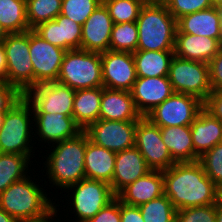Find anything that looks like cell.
<instances>
[{
	"label": "cell",
	"instance_id": "6da1fadb",
	"mask_svg": "<svg viewBox=\"0 0 222 222\" xmlns=\"http://www.w3.org/2000/svg\"><path fill=\"white\" fill-rule=\"evenodd\" d=\"M164 194L176 210L206 206L219 201V188L199 161L175 163L163 170Z\"/></svg>",
	"mask_w": 222,
	"mask_h": 222
},
{
	"label": "cell",
	"instance_id": "7a4b0ae2",
	"mask_svg": "<svg viewBox=\"0 0 222 222\" xmlns=\"http://www.w3.org/2000/svg\"><path fill=\"white\" fill-rule=\"evenodd\" d=\"M88 140L89 137L83 130L73 138L49 146L51 151L48 156H44L46 161L43 162V167L45 166L49 183H52L51 187L64 191L86 178L84 156Z\"/></svg>",
	"mask_w": 222,
	"mask_h": 222
},
{
	"label": "cell",
	"instance_id": "3957f363",
	"mask_svg": "<svg viewBox=\"0 0 222 222\" xmlns=\"http://www.w3.org/2000/svg\"><path fill=\"white\" fill-rule=\"evenodd\" d=\"M30 177L12 183L0 194V208L19 222H39L55 211L56 202L34 181L35 175L33 180Z\"/></svg>",
	"mask_w": 222,
	"mask_h": 222
},
{
	"label": "cell",
	"instance_id": "277c9868",
	"mask_svg": "<svg viewBox=\"0 0 222 222\" xmlns=\"http://www.w3.org/2000/svg\"><path fill=\"white\" fill-rule=\"evenodd\" d=\"M137 50L174 51L177 20L167 6L145 2L136 20Z\"/></svg>",
	"mask_w": 222,
	"mask_h": 222
},
{
	"label": "cell",
	"instance_id": "5b68a950",
	"mask_svg": "<svg viewBox=\"0 0 222 222\" xmlns=\"http://www.w3.org/2000/svg\"><path fill=\"white\" fill-rule=\"evenodd\" d=\"M34 115L32 104L25 96L8 110L0 128V153H14L35 157L32 143L34 139ZM33 156V157H32Z\"/></svg>",
	"mask_w": 222,
	"mask_h": 222
},
{
	"label": "cell",
	"instance_id": "8992f818",
	"mask_svg": "<svg viewBox=\"0 0 222 222\" xmlns=\"http://www.w3.org/2000/svg\"><path fill=\"white\" fill-rule=\"evenodd\" d=\"M57 82L75 91L103 87L100 53L82 49L66 51Z\"/></svg>",
	"mask_w": 222,
	"mask_h": 222
},
{
	"label": "cell",
	"instance_id": "52a82bcc",
	"mask_svg": "<svg viewBox=\"0 0 222 222\" xmlns=\"http://www.w3.org/2000/svg\"><path fill=\"white\" fill-rule=\"evenodd\" d=\"M64 191L68 193L65 199H69L67 200L69 203L66 202V204L73 207V211L72 207H68L67 212L73 215L75 213L71 222H87L116 197L110 184L87 178L69 186L67 191Z\"/></svg>",
	"mask_w": 222,
	"mask_h": 222
},
{
	"label": "cell",
	"instance_id": "ba28073f",
	"mask_svg": "<svg viewBox=\"0 0 222 222\" xmlns=\"http://www.w3.org/2000/svg\"><path fill=\"white\" fill-rule=\"evenodd\" d=\"M168 79L174 93L197 97L203 103L211 93L209 64L173 56Z\"/></svg>",
	"mask_w": 222,
	"mask_h": 222
},
{
	"label": "cell",
	"instance_id": "9c48e42d",
	"mask_svg": "<svg viewBox=\"0 0 222 222\" xmlns=\"http://www.w3.org/2000/svg\"><path fill=\"white\" fill-rule=\"evenodd\" d=\"M7 58L6 83L23 94L33 87V64L30 59V30L8 34L3 43Z\"/></svg>",
	"mask_w": 222,
	"mask_h": 222
},
{
	"label": "cell",
	"instance_id": "30bf717a",
	"mask_svg": "<svg viewBox=\"0 0 222 222\" xmlns=\"http://www.w3.org/2000/svg\"><path fill=\"white\" fill-rule=\"evenodd\" d=\"M203 108V102L192 95L174 93L145 117L160 128L190 126Z\"/></svg>",
	"mask_w": 222,
	"mask_h": 222
},
{
	"label": "cell",
	"instance_id": "8fae6325",
	"mask_svg": "<svg viewBox=\"0 0 222 222\" xmlns=\"http://www.w3.org/2000/svg\"><path fill=\"white\" fill-rule=\"evenodd\" d=\"M25 98L32 104L33 113L63 114L73 117L75 90L57 81L30 88Z\"/></svg>",
	"mask_w": 222,
	"mask_h": 222
},
{
	"label": "cell",
	"instance_id": "7c38bea8",
	"mask_svg": "<svg viewBox=\"0 0 222 222\" xmlns=\"http://www.w3.org/2000/svg\"><path fill=\"white\" fill-rule=\"evenodd\" d=\"M151 170H166L176 162L162 140L160 127L141 117L136 125L135 145Z\"/></svg>",
	"mask_w": 222,
	"mask_h": 222
},
{
	"label": "cell",
	"instance_id": "4fadbf2b",
	"mask_svg": "<svg viewBox=\"0 0 222 222\" xmlns=\"http://www.w3.org/2000/svg\"><path fill=\"white\" fill-rule=\"evenodd\" d=\"M66 50L54 46L30 30L33 86L57 81Z\"/></svg>",
	"mask_w": 222,
	"mask_h": 222
},
{
	"label": "cell",
	"instance_id": "5bb4252c",
	"mask_svg": "<svg viewBox=\"0 0 222 222\" xmlns=\"http://www.w3.org/2000/svg\"><path fill=\"white\" fill-rule=\"evenodd\" d=\"M137 122L99 119L84 131L94 144L117 153L134 147Z\"/></svg>",
	"mask_w": 222,
	"mask_h": 222
},
{
	"label": "cell",
	"instance_id": "9a60e30c",
	"mask_svg": "<svg viewBox=\"0 0 222 222\" xmlns=\"http://www.w3.org/2000/svg\"><path fill=\"white\" fill-rule=\"evenodd\" d=\"M103 87L131 91L137 79L133 54L111 51L100 53Z\"/></svg>",
	"mask_w": 222,
	"mask_h": 222
},
{
	"label": "cell",
	"instance_id": "2e32d148",
	"mask_svg": "<svg viewBox=\"0 0 222 222\" xmlns=\"http://www.w3.org/2000/svg\"><path fill=\"white\" fill-rule=\"evenodd\" d=\"M113 24L107 8L101 3L82 25L80 49L98 53L110 50Z\"/></svg>",
	"mask_w": 222,
	"mask_h": 222
},
{
	"label": "cell",
	"instance_id": "e0dca14e",
	"mask_svg": "<svg viewBox=\"0 0 222 222\" xmlns=\"http://www.w3.org/2000/svg\"><path fill=\"white\" fill-rule=\"evenodd\" d=\"M33 115L34 140L37 139L41 141L40 143L44 141L43 144L47 143L49 146L73 138L83 131L74 118L68 115L48 113H33Z\"/></svg>",
	"mask_w": 222,
	"mask_h": 222
},
{
	"label": "cell",
	"instance_id": "ac0fdd59",
	"mask_svg": "<svg viewBox=\"0 0 222 222\" xmlns=\"http://www.w3.org/2000/svg\"><path fill=\"white\" fill-rule=\"evenodd\" d=\"M130 92L142 117L174 94L168 77H137Z\"/></svg>",
	"mask_w": 222,
	"mask_h": 222
},
{
	"label": "cell",
	"instance_id": "d6986e66",
	"mask_svg": "<svg viewBox=\"0 0 222 222\" xmlns=\"http://www.w3.org/2000/svg\"><path fill=\"white\" fill-rule=\"evenodd\" d=\"M82 25L59 14L54 20L38 24L32 30L50 44L66 51L80 49Z\"/></svg>",
	"mask_w": 222,
	"mask_h": 222
},
{
	"label": "cell",
	"instance_id": "ffe728a7",
	"mask_svg": "<svg viewBox=\"0 0 222 222\" xmlns=\"http://www.w3.org/2000/svg\"><path fill=\"white\" fill-rule=\"evenodd\" d=\"M149 171L151 169L135 146L117 152L114 174L110 184L113 193L117 195L123 188L145 176Z\"/></svg>",
	"mask_w": 222,
	"mask_h": 222
},
{
	"label": "cell",
	"instance_id": "44dd1931",
	"mask_svg": "<svg viewBox=\"0 0 222 222\" xmlns=\"http://www.w3.org/2000/svg\"><path fill=\"white\" fill-rule=\"evenodd\" d=\"M222 43L214 38L181 33L175 35L174 55L192 61L209 63L219 52Z\"/></svg>",
	"mask_w": 222,
	"mask_h": 222
},
{
	"label": "cell",
	"instance_id": "7402d4cb",
	"mask_svg": "<svg viewBox=\"0 0 222 222\" xmlns=\"http://www.w3.org/2000/svg\"><path fill=\"white\" fill-rule=\"evenodd\" d=\"M164 194L163 171L151 170L123 188L116 197L120 202L139 207Z\"/></svg>",
	"mask_w": 222,
	"mask_h": 222
},
{
	"label": "cell",
	"instance_id": "603a6c76",
	"mask_svg": "<svg viewBox=\"0 0 222 222\" xmlns=\"http://www.w3.org/2000/svg\"><path fill=\"white\" fill-rule=\"evenodd\" d=\"M141 117L130 91L112 90L103 87L99 119L138 121Z\"/></svg>",
	"mask_w": 222,
	"mask_h": 222
},
{
	"label": "cell",
	"instance_id": "cb8c5ba5",
	"mask_svg": "<svg viewBox=\"0 0 222 222\" xmlns=\"http://www.w3.org/2000/svg\"><path fill=\"white\" fill-rule=\"evenodd\" d=\"M194 152L201 157L216 144L222 143V123L204 107L190 125Z\"/></svg>",
	"mask_w": 222,
	"mask_h": 222
},
{
	"label": "cell",
	"instance_id": "d4e9b609",
	"mask_svg": "<svg viewBox=\"0 0 222 222\" xmlns=\"http://www.w3.org/2000/svg\"><path fill=\"white\" fill-rule=\"evenodd\" d=\"M181 33L214 38L222 43V33L218 7H210L182 16L177 20Z\"/></svg>",
	"mask_w": 222,
	"mask_h": 222
},
{
	"label": "cell",
	"instance_id": "484cf974",
	"mask_svg": "<svg viewBox=\"0 0 222 222\" xmlns=\"http://www.w3.org/2000/svg\"><path fill=\"white\" fill-rule=\"evenodd\" d=\"M116 153L88 140L86 144L84 164L87 179L112 183Z\"/></svg>",
	"mask_w": 222,
	"mask_h": 222
},
{
	"label": "cell",
	"instance_id": "4316f807",
	"mask_svg": "<svg viewBox=\"0 0 222 222\" xmlns=\"http://www.w3.org/2000/svg\"><path fill=\"white\" fill-rule=\"evenodd\" d=\"M161 137L176 163L199 161L194 152L190 126L160 128Z\"/></svg>",
	"mask_w": 222,
	"mask_h": 222
},
{
	"label": "cell",
	"instance_id": "83f0119b",
	"mask_svg": "<svg viewBox=\"0 0 222 222\" xmlns=\"http://www.w3.org/2000/svg\"><path fill=\"white\" fill-rule=\"evenodd\" d=\"M102 92L103 87L75 91L73 118L82 130L99 120Z\"/></svg>",
	"mask_w": 222,
	"mask_h": 222
},
{
	"label": "cell",
	"instance_id": "f1b7e54d",
	"mask_svg": "<svg viewBox=\"0 0 222 222\" xmlns=\"http://www.w3.org/2000/svg\"><path fill=\"white\" fill-rule=\"evenodd\" d=\"M132 54L137 77H168L174 51L137 50Z\"/></svg>",
	"mask_w": 222,
	"mask_h": 222
},
{
	"label": "cell",
	"instance_id": "f546056e",
	"mask_svg": "<svg viewBox=\"0 0 222 222\" xmlns=\"http://www.w3.org/2000/svg\"><path fill=\"white\" fill-rule=\"evenodd\" d=\"M27 155L0 153V194L12 183L22 180L28 175L33 165ZM27 171V172H26Z\"/></svg>",
	"mask_w": 222,
	"mask_h": 222
},
{
	"label": "cell",
	"instance_id": "4dcf8cb0",
	"mask_svg": "<svg viewBox=\"0 0 222 222\" xmlns=\"http://www.w3.org/2000/svg\"><path fill=\"white\" fill-rule=\"evenodd\" d=\"M0 24L8 34L31 30L25 0H0Z\"/></svg>",
	"mask_w": 222,
	"mask_h": 222
},
{
	"label": "cell",
	"instance_id": "1f68e13d",
	"mask_svg": "<svg viewBox=\"0 0 222 222\" xmlns=\"http://www.w3.org/2000/svg\"><path fill=\"white\" fill-rule=\"evenodd\" d=\"M62 0H27L26 11L30 29L54 20L61 12Z\"/></svg>",
	"mask_w": 222,
	"mask_h": 222
},
{
	"label": "cell",
	"instance_id": "d6a6232c",
	"mask_svg": "<svg viewBox=\"0 0 222 222\" xmlns=\"http://www.w3.org/2000/svg\"><path fill=\"white\" fill-rule=\"evenodd\" d=\"M138 44V28L136 22L113 24L110 50L121 52H136Z\"/></svg>",
	"mask_w": 222,
	"mask_h": 222
},
{
	"label": "cell",
	"instance_id": "836d02e7",
	"mask_svg": "<svg viewBox=\"0 0 222 222\" xmlns=\"http://www.w3.org/2000/svg\"><path fill=\"white\" fill-rule=\"evenodd\" d=\"M139 209L144 222H175L177 210L165 194L140 205Z\"/></svg>",
	"mask_w": 222,
	"mask_h": 222
},
{
	"label": "cell",
	"instance_id": "e575fe53",
	"mask_svg": "<svg viewBox=\"0 0 222 222\" xmlns=\"http://www.w3.org/2000/svg\"><path fill=\"white\" fill-rule=\"evenodd\" d=\"M146 0H102L114 24L136 22Z\"/></svg>",
	"mask_w": 222,
	"mask_h": 222
},
{
	"label": "cell",
	"instance_id": "d590c367",
	"mask_svg": "<svg viewBox=\"0 0 222 222\" xmlns=\"http://www.w3.org/2000/svg\"><path fill=\"white\" fill-rule=\"evenodd\" d=\"M102 0H62L60 14L83 25Z\"/></svg>",
	"mask_w": 222,
	"mask_h": 222
},
{
	"label": "cell",
	"instance_id": "8d00e7d4",
	"mask_svg": "<svg viewBox=\"0 0 222 222\" xmlns=\"http://www.w3.org/2000/svg\"><path fill=\"white\" fill-rule=\"evenodd\" d=\"M206 175L220 189L222 188V143L216 144L200 158Z\"/></svg>",
	"mask_w": 222,
	"mask_h": 222
},
{
	"label": "cell",
	"instance_id": "74e56055",
	"mask_svg": "<svg viewBox=\"0 0 222 222\" xmlns=\"http://www.w3.org/2000/svg\"><path fill=\"white\" fill-rule=\"evenodd\" d=\"M175 222H216V204L177 210Z\"/></svg>",
	"mask_w": 222,
	"mask_h": 222
},
{
	"label": "cell",
	"instance_id": "f35d334b",
	"mask_svg": "<svg viewBox=\"0 0 222 222\" xmlns=\"http://www.w3.org/2000/svg\"><path fill=\"white\" fill-rule=\"evenodd\" d=\"M168 11L178 20L184 15L212 7L211 0H169Z\"/></svg>",
	"mask_w": 222,
	"mask_h": 222
},
{
	"label": "cell",
	"instance_id": "ab89813d",
	"mask_svg": "<svg viewBox=\"0 0 222 222\" xmlns=\"http://www.w3.org/2000/svg\"><path fill=\"white\" fill-rule=\"evenodd\" d=\"M23 97L24 94L17 87L0 82V115H4Z\"/></svg>",
	"mask_w": 222,
	"mask_h": 222
},
{
	"label": "cell",
	"instance_id": "60d3db41",
	"mask_svg": "<svg viewBox=\"0 0 222 222\" xmlns=\"http://www.w3.org/2000/svg\"><path fill=\"white\" fill-rule=\"evenodd\" d=\"M87 222H121V202L115 197Z\"/></svg>",
	"mask_w": 222,
	"mask_h": 222
},
{
	"label": "cell",
	"instance_id": "b9f144b4",
	"mask_svg": "<svg viewBox=\"0 0 222 222\" xmlns=\"http://www.w3.org/2000/svg\"><path fill=\"white\" fill-rule=\"evenodd\" d=\"M208 64L212 90L222 89V47Z\"/></svg>",
	"mask_w": 222,
	"mask_h": 222
},
{
	"label": "cell",
	"instance_id": "7bdbcfd3",
	"mask_svg": "<svg viewBox=\"0 0 222 222\" xmlns=\"http://www.w3.org/2000/svg\"><path fill=\"white\" fill-rule=\"evenodd\" d=\"M203 107L222 123V89L212 90Z\"/></svg>",
	"mask_w": 222,
	"mask_h": 222
},
{
	"label": "cell",
	"instance_id": "ee69618b",
	"mask_svg": "<svg viewBox=\"0 0 222 222\" xmlns=\"http://www.w3.org/2000/svg\"><path fill=\"white\" fill-rule=\"evenodd\" d=\"M121 222H144L139 207L121 202Z\"/></svg>",
	"mask_w": 222,
	"mask_h": 222
},
{
	"label": "cell",
	"instance_id": "f6af8a7d",
	"mask_svg": "<svg viewBox=\"0 0 222 222\" xmlns=\"http://www.w3.org/2000/svg\"><path fill=\"white\" fill-rule=\"evenodd\" d=\"M7 58L3 44L0 45V82H6Z\"/></svg>",
	"mask_w": 222,
	"mask_h": 222
},
{
	"label": "cell",
	"instance_id": "bcb514c9",
	"mask_svg": "<svg viewBox=\"0 0 222 222\" xmlns=\"http://www.w3.org/2000/svg\"><path fill=\"white\" fill-rule=\"evenodd\" d=\"M0 222H19L15 217H12L3 209L0 208Z\"/></svg>",
	"mask_w": 222,
	"mask_h": 222
},
{
	"label": "cell",
	"instance_id": "7dc6e473",
	"mask_svg": "<svg viewBox=\"0 0 222 222\" xmlns=\"http://www.w3.org/2000/svg\"><path fill=\"white\" fill-rule=\"evenodd\" d=\"M216 222H222V203H216Z\"/></svg>",
	"mask_w": 222,
	"mask_h": 222
},
{
	"label": "cell",
	"instance_id": "c3c4849f",
	"mask_svg": "<svg viewBox=\"0 0 222 222\" xmlns=\"http://www.w3.org/2000/svg\"><path fill=\"white\" fill-rule=\"evenodd\" d=\"M59 205H60V204H58V205L56 204V205H55V211L51 214V222H59V219H60V222L63 221V220H61V218H58V217H60V216H57V215H59L58 213H60V212H59V211H60V210H59V209H60L59 207H58V210H57V206H59ZM54 218H55V219H54ZM57 218H58V219H57ZM55 220H56V221H55ZM65 221H67V220L64 219V222H65ZM70 221H71V220H69V222H70Z\"/></svg>",
	"mask_w": 222,
	"mask_h": 222
},
{
	"label": "cell",
	"instance_id": "681fc988",
	"mask_svg": "<svg viewBox=\"0 0 222 222\" xmlns=\"http://www.w3.org/2000/svg\"><path fill=\"white\" fill-rule=\"evenodd\" d=\"M8 33L7 31L3 28V26L0 24V45H2L7 38Z\"/></svg>",
	"mask_w": 222,
	"mask_h": 222
},
{
	"label": "cell",
	"instance_id": "f907efd6",
	"mask_svg": "<svg viewBox=\"0 0 222 222\" xmlns=\"http://www.w3.org/2000/svg\"><path fill=\"white\" fill-rule=\"evenodd\" d=\"M146 1L150 3L166 5L169 0H146Z\"/></svg>",
	"mask_w": 222,
	"mask_h": 222
},
{
	"label": "cell",
	"instance_id": "816d5d0a",
	"mask_svg": "<svg viewBox=\"0 0 222 222\" xmlns=\"http://www.w3.org/2000/svg\"><path fill=\"white\" fill-rule=\"evenodd\" d=\"M211 4L213 7L222 6V0H211Z\"/></svg>",
	"mask_w": 222,
	"mask_h": 222
},
{
	"label": "cell",
	"instance_id": "f5cc1de1",
	"mask_svg": "<svg viewBox=\"0 0 222 222\" xmlns=\"http://www.w3.org/2000/svg\"><path fill=\"white\" fill-rule=\"evenodd\" d=\"M219 16H220V25H221V33H222V6L218 7Z\"/></svg>",
	"mask_w": 222,
	"mask_h": 222
},
{
	"label": "cell",
	"instance_id": "db71d44e",
	"mask_svg": "<svg viewBox=\"0 0 222 222\" xmlns=\"http://www.w3.org/2000/svg\"><path fill=\"white\" fill-rule=\"evenodd\" d=\"M219 201L222 203V188L219 189Z\"/></svg>",
	"mask_w": 222,
	"mask_h": 222
},
{
	"label": "cell",
	"instance_id": "11a10c76",
	"mask_svg": "<svg viewBox=\"0 0 222 222\" xmlns=\"http://www.w3.org/2000/svg\"><path fill=\"white\" fill-rule=\"evenodd\" d=\"M39 222H51V215H50V217H48L47 219L42 220V221H39Z\"/></svg>",
	"mask_w": 222,
	"mask_h": 222
},
{
	"label": "cell",
	"instance_id": "9f6ffc18",
	"mask_svg": "<svg viewBox=\"0 0 222 222\" xmlns=\"http://www.w3.org/2000/svg\"><path fill=\"white\" fill-rule=\"evenodd\" d=\"M3 116H4V115H0V128H1V125H2Z\"/></svg>",
	"mask_w": 222,
	"mask_h": 222
}]
</instances>
